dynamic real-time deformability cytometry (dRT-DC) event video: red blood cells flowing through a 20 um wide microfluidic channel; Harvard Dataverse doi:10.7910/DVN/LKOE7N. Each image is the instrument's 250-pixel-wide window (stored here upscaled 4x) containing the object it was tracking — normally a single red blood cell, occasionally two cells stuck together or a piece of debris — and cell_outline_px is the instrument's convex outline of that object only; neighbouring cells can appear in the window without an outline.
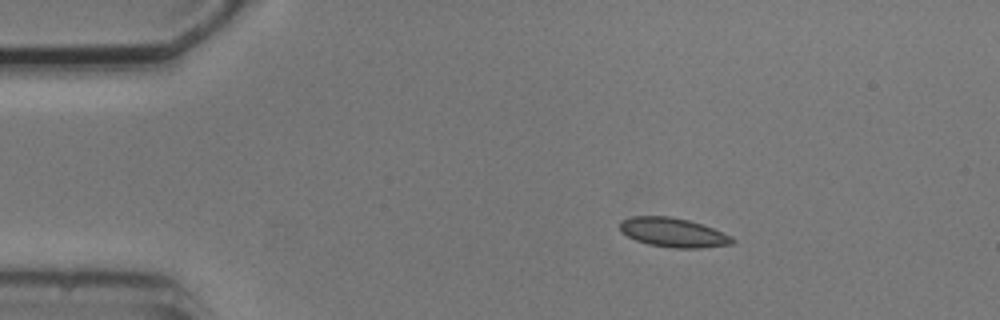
{"species": "common noctule bat (a hibernating species)", "species_latin": "Nyctalus noctula", "temperature_condition": "cold", "stored_images_in_passage": 4, "camera_frame_rate_fps": 3000, "um_per_image_px": 0.085, "animal": {"sex": "male", "body_mass_g": 20.5, "forearm_length_mm": 52.5}, "frame": {"image": 1, "passage_image": 2, "time_ms": 1.333, "image_size_px": [1000, 320], "cell_outline_px": [[736, 240], [732, 244], [700, 248], [676, 248], [648, 244], [636, 240], [620, 232], [620, 220], [632, 216], [668, 216], [688, 220], [712, 228], [732, 236]], "centroid_in_image_um": [57.2, 19.76], "position_along_channel_um": 27.8, "area_um2": 19.07}}
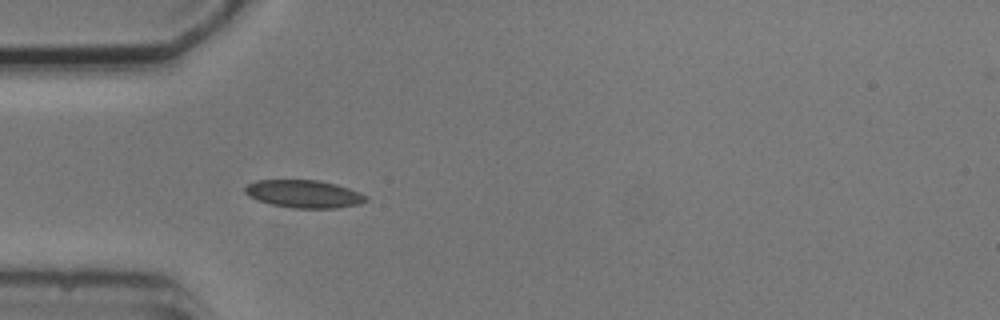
{"frame": {"image": 2, "passage_image": 4, "time_ms": 3.667, "image_size_px": [1000, 320], "cell_outline_px": [[368, 200], [360, 204], [336, 208], [292, 208], [272, 204], [256, 200], [248, 196], [244, 192], [244, 188], [248, 184], [256, 180], [320, 180], [336, 184], [360, 192], [368, 196]], "centroid_in_image_um": [25.84, 16.48], "position_along_channel_um": 59.2, "area_um2": 19.71}}